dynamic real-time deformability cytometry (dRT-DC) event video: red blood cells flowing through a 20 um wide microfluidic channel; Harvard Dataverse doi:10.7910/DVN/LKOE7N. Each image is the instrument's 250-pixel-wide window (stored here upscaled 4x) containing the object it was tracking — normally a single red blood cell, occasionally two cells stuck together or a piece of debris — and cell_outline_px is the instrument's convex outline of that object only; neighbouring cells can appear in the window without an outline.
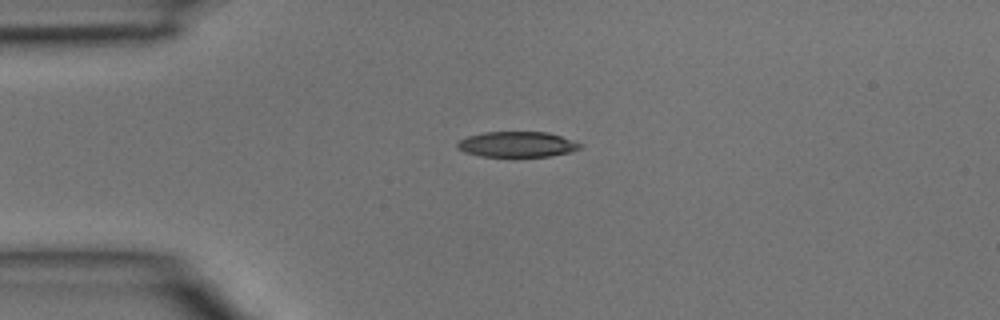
{"species": "common noctule bat (a hibernating species)", "species_latin": "Nyctalus noctula", "temperature_condition": "room temperature", "stored_images_in_passage": 4, "camera_frame_rate_fps": 3000, "um_per_image_px": 0.085, "animal": {"sex": "male", "body_mass_g": 15.6}, "frame": {"image": 1, "passage_image": 3, "time_ms": 0.667, "image_size_px": [1000, 320], "cell_outline_px": [[584, 144], [580, 148], [572, 152], [552, 156], [480, 156], [464, 152], [456, 144], [460, 140], [468, 136], [484, 132], [548, 132]], "centroid_in_image_um": [44.0, 12.27], "position_along_channel_um": 41.0, "area_um2": 18.15}}